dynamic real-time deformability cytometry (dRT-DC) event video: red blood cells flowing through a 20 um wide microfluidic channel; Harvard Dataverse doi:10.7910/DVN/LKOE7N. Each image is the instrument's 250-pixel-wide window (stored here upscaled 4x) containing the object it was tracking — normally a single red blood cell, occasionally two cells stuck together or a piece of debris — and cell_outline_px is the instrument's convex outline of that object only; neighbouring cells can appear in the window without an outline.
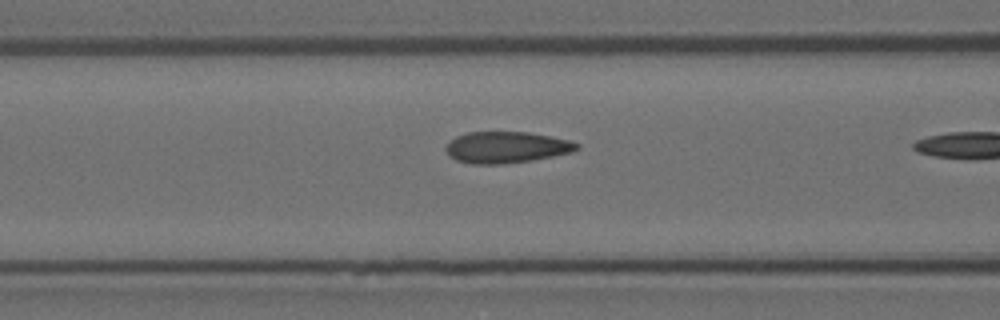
{"species": "Egyptian fruit bat (a non-hibernating species)", "species_latin": "Rousettus aegyptiacus", "temperature_condition": "room temperature", "stored_images_in_passage": 21, "camera_frame_rate_fps": 3000, "um_per_image_px": 0.085, "animal": {"sex": "female"}, "frame": {"image": 1, "passage_image": 20, "time_ms": 6.333, "image_size_px": [1000, 320], "cell_outline_px": [[580, 148], [572, 152], [532, 160], [500, 164], [472, 164], [456, 160], [448, 156], [444, 148], [456, 136], [468, 132], [528, 132], [568, 140], [580, 144]], "centroid_in_image_um": [43.02, 12.52], "position_along_channel_um": 123.6, "area_um2": 23.87}}